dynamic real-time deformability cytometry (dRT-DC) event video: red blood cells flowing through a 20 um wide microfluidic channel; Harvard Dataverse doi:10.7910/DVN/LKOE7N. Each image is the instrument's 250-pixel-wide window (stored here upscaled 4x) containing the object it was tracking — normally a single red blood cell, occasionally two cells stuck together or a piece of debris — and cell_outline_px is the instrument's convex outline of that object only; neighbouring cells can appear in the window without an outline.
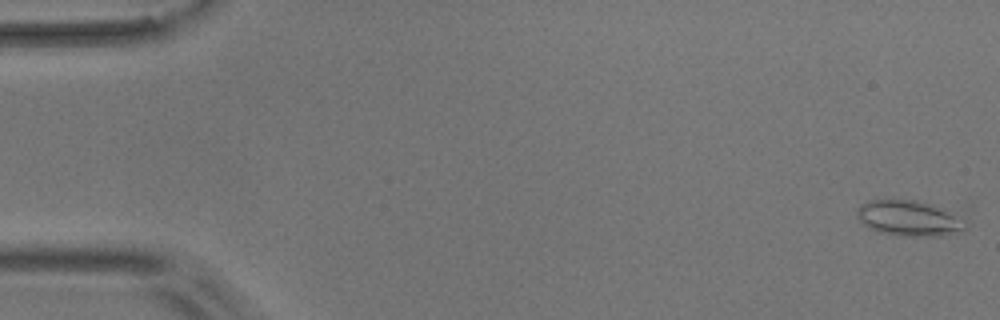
{"species": "common noctule bat (a hibernating species)", "species_latin": "Nyctalus noctula", "temperature_condition": "room temperature", "stored_images_in_passage": 5, "camera_frame_rate_fps": 3000, "um_per_image_px": 0.085, "animal": {"sex": "male", "body_mass_g": 17.9}, "frame": {"image": 1, "passage_image": 1, "time_ms": 0.0, "image_size_px": [1000, 320], "cell_outline_px": [[972, 204], [964, 228], [960, 232], [944, 236], [904, 236], [880, 232], [868, 228], [856, 216], [856, 208], [860, 204], [868, 200], [916, 200]], "centroid_in_image_um": [77.68, 18.45], "position_along_channel_um": 7.3, "area_um2": 25.43}}